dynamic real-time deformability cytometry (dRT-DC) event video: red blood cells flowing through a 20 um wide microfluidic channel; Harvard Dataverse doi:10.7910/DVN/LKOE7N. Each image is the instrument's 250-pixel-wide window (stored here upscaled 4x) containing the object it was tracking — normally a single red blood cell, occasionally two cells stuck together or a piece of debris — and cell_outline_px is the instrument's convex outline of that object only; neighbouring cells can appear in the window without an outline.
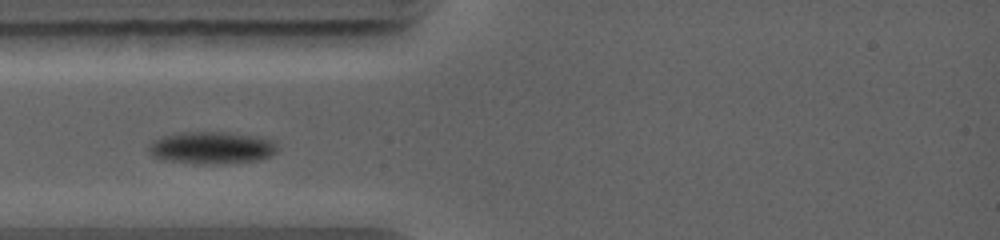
{"species": "common noctule bat (a hibernating species)", "species_latin": "Nyctalus noctula", "temperature_condition": "warm", "stored_images_in_passage": 9, "camera_frame_rate_fps": 5000, "um_per_image_px": 0.085, "animal": {"sex": "female", "body_mass_g": 19.0, "forearm_length_mm": 56.7}, "frame": {"image": 1, "passage_image": 1, "time_ms": 0.0, "image_size_px": [1000, 240], "cell_outline_px": [[276, 152], [268, 156], [256, 160], [216, 164], [192, 164], [164, 160], [152, 156], [148, 148], [152, 140], [160, 136], [176, 132], [224, 132], [252, 136], [268, 140], [276, 148]], "centroid_in_image_um": [17.84, 12.56], "position_along_channel_um": 67.2, "area_um2": 23.93}}
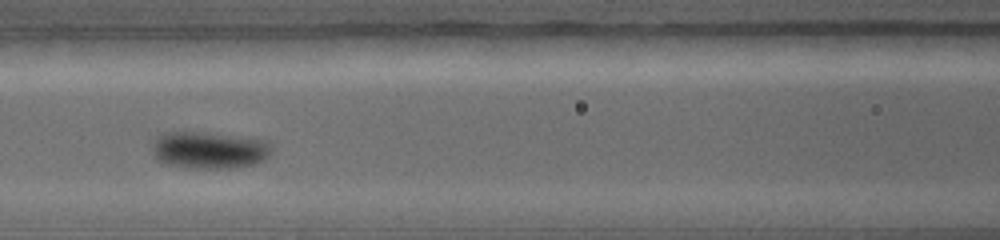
{"frame": {"image": 2, "passage_image": 3, "time_ms": 1.8, "image_size_px": [1000, 240], "cell_outline_px": [[272, 152], [264, 160], [256, 164], [228, 168], [188, 168], [160, 164], [156, 156], [156, 136], [164, 132], [204, 132], [248, 136], [268, 140], [272, 148]], "centroid_in_image_um": [17.86, 12.75], "position_along_channel_um": 148.7, "area_um2": 26.13}}
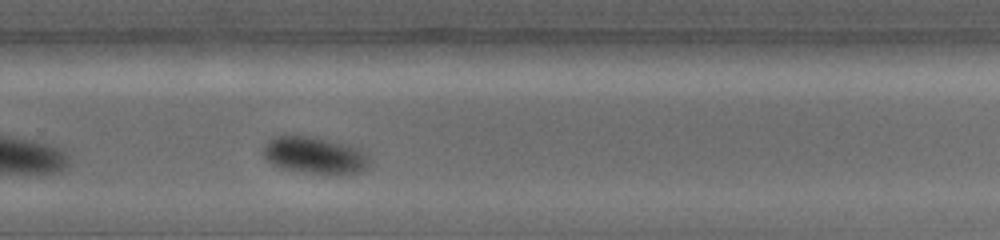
{"frame": {"image": 3, "passage_image": 7, "time_ms": 5.2, "image_size_px": [1000, 240], "cell_outline_px": [[368, 168], [356, 172], [300, 172], [284, 168], [272, 164], [260, 152], [260, 148], [268, 140], [276, 136], [292, 132], [312, 136], [344, 144], [356, 148], [364, 152], [368, 156]], "centroid_in_image_um": [26.61, 13.13], "position_along_channel_um": 303.2, "area_um2": 22.77}}